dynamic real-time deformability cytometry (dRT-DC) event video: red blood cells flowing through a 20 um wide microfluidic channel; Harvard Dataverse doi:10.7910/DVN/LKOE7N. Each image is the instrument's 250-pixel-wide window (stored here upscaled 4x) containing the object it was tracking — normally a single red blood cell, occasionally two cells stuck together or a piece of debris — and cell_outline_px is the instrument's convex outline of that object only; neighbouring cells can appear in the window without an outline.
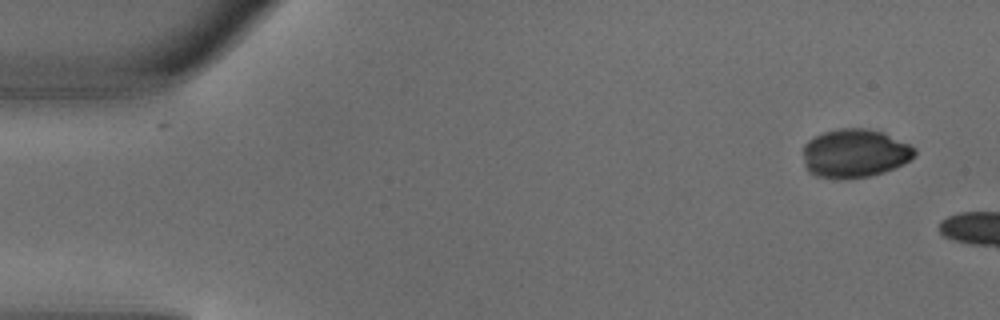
{"species": "common noctule bat (a hibernating species)", "species_latin": "Nyctalus noctula", "temperature_condition": "warm", "stored_images_in_passage": 2, "camera_frame_rate_fps": 3000, "um_per_image_px": 0.085, "animal": {"sex": "male", "body_mass_g": 18.8}, "frame": {"image": 1, "passage_image": 2, "time_ms": 0.333, "image_size_px": [1000, 320], "cell_outline_px": [[916, 156], [884, 172], [868, 176], [816, 176], [808, 172], [804, 164], [804, 144], [808, 140], [824, 132], [840, 128], [868, 128], [884, 132], [916, 148]], "centroid_in_image_um": [72.66, 12.98], "position_along_channel_um": 12.3, "area_um2": 30.92}}